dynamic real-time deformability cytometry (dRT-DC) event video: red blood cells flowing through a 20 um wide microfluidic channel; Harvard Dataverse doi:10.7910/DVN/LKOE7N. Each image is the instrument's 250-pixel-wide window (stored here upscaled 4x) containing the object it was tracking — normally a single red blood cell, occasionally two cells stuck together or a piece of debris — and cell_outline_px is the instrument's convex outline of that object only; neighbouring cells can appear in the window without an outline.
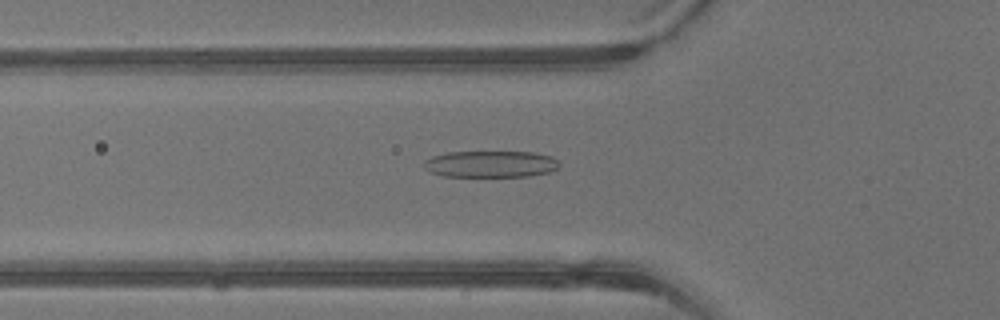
{"species": "common noctule bat (a hibernating species)", "species_latin": "Nyctalus noctula", "temperature_condition": "warm", "stored_images_in_passage": 42, "camera_frame_rate_fps": 3000, "um_per_image_px": 0.085, "animal": {"sex": "male", "body_mass_g": 13.3}, "frame": {"image": 1, "passage_image": 15, "time_ms": 4.667, "image_size_px": [1000, 320], "cell_outline_px": [[560, 164], [556, 168], [548, 172], [528, 176], [444, 176], [432, 172], [424, 168], [424, 160], [432, 156], [448, 152], [532, 152], [552, 156]], "centroid_in_image_um": [41.69, 13.94], "position_along_channel_um": 84.1, "area_um2": 20.81}}
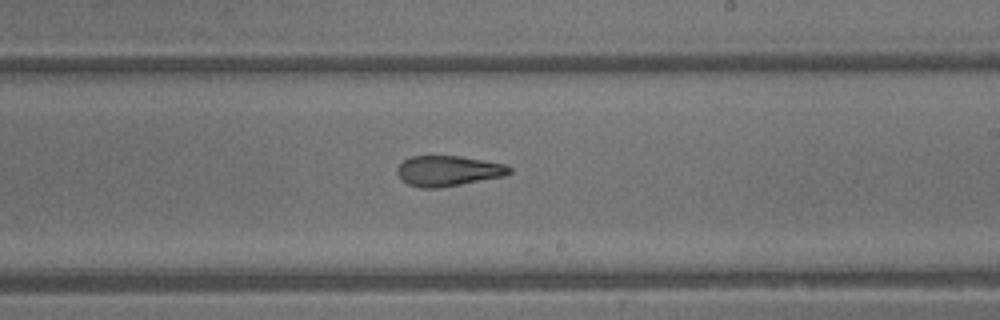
{"frame": {"image": 2, "passage_image": 25, "time_ms": 8.0, "image_size_px": [1000, 320], "cell_outline_px": [[512, 172], [504, 176], [440, 188], [420, 188], [408, 184], [396, 172], [396, 168], [404, 160], [412, 156], [460, 156], [484, 160], [504, 164], [512, 168]], "centroid_in_image_um": [38.1, 14.52], "position_along_channel_um": 250.9, "area_um2": 19.83}}
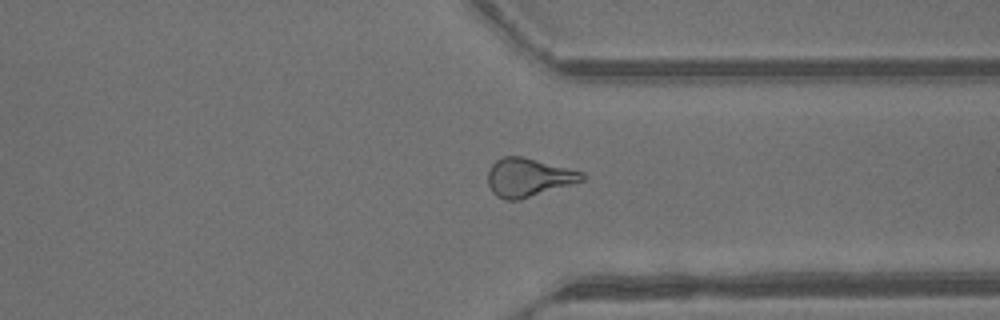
{"frame": {"image": 3, "passage_image": 32, "time_ms": 10.333, "image_size_px": [1000, 320], "cell_outline_px": [[588, 176], [584, 180], [572, 184], [520, 200], [504, 200], [496, 196], [492, 192], [488, 184], [488, 168], [496, 160], [504, 156], [520, 156], [584, 172]], "centroid_in_image_um": [44.91, 15.09], "position_along_channel_um": 366.5, "area_um2": 21.15}, "authors_computed_cell_mechanics": {"area_um2": 21.386, "velocity_mm_per_s": 4.9777, "shape_relaxation_time_tau1_ms": 7.8474, "shape_relaxation_time_tau2_ms": 1.6503, "deformation_change_tau1": 0.2641, "deformation_change_tau2": 0.1117}}